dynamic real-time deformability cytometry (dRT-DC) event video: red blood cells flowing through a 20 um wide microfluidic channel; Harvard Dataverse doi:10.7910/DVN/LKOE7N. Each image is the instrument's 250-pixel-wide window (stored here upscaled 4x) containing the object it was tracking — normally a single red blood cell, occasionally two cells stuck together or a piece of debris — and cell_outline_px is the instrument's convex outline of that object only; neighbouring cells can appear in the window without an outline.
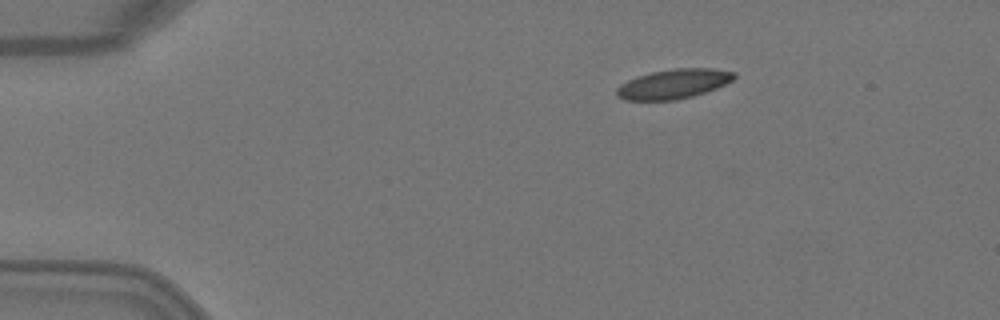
{"species": "Egyptian fruit bat (a non-hibernating species)", "species_latin": "Rousettus aegyptiacus", "temperature_condition": "warm", "stored_images_in_passage": 3, "camera_frame_rate_fps": 3000, "um_per_image_px": 0.085, "animal": {"sex": "female"}, "frame": {"image": 1, "passage_image": 1, "time_ms": 0.0, "image_size_px": [1000, 320], "cell_outline_px": [[736, 76], [732, 80], [716, 88], [692, 96], [676, 100], [624, 100], [616, 96], [616, 88], [620, 84], [628, 80], [652, 72], [676, 68], [712, 68], [736, 72]], "centroid_in_image_um": [57.24, 7.13], "position_along_channel_um": 27.8, "area_um2": 20.11}}